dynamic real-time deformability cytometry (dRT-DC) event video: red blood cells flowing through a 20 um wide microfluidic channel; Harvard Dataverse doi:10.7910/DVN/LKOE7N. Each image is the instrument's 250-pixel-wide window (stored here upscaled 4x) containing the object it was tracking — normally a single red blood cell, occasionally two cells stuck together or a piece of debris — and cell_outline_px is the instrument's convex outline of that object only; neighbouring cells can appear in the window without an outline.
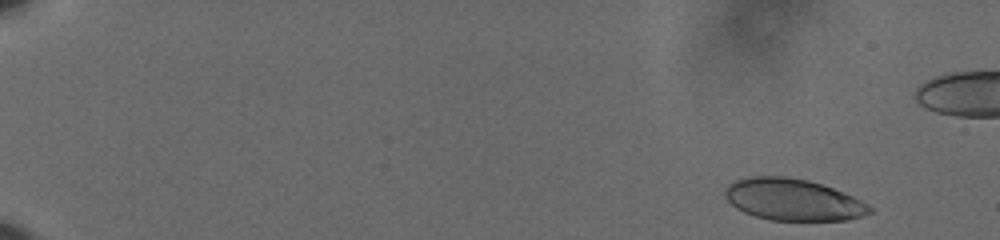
{"species": "human", "species_latin": "Homo sapiens", "temperature_condition": "cold", "stored_images_in_passage": 54, "camera_frame_rate_fps": 3000, "um_per_image_px": 0.085, "donor": {"sex": "male"}, "frame": {"image": 1, "passage_image": 2, "time_ms": 0.333, "image_size_px": [1000, 240], "cell_outline_px": [[876, 208], [872, 212], [864, 216], [848, 220], [768, 220], [744, 212], [736, 208], [724, 196], [724, 188], [728, 184], [736, 180], [748, 176], [784, 176], [808, 180], [844, 192]], "centroid_in_image_um": [67.41, 16.97], "position_along_channel_um": 17.6, "area_um2": 35.32}}
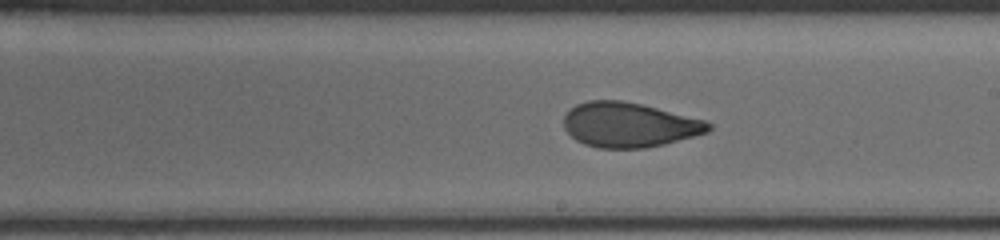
{"frame": {"image": 2, "passage_image": 34, "time_ms": 11.0, "image_size_px": [1000, 240], "cell_outline_px": [[712, 128], [708, 132], [664, 144], [644, 148], [596, 148], [584, 144], [576, 140], [564, 128], [564, 116], [576, 104], [588, 100], [620, 100], [640, 104], [704, 120], [712, 124]], "centroid_in_image_um": [53.45, 10.62], "position_along_channel_um": 235.5, "area_um2": 37.45}}
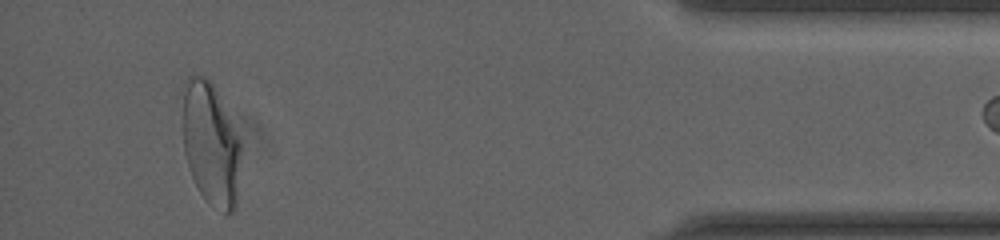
{"frame": {"image": 3, "passage_image": 53, "time_ms": 17.333, "image_size_px": [1000, 240], "cell_outline_px": [[240, 152], [236, 208], [228, 216], [212, 208], [208, 204], [200, 192], [188, 168], [184, 152], [180, 116], [184, 80], [192, 72], [204, 76], [212, 84], [216, 92], [240, 144]], "centroid_in_image_um": [17.83, 12.26], "position_along_channel_um": 417.4, "area_um2": 42.19}}